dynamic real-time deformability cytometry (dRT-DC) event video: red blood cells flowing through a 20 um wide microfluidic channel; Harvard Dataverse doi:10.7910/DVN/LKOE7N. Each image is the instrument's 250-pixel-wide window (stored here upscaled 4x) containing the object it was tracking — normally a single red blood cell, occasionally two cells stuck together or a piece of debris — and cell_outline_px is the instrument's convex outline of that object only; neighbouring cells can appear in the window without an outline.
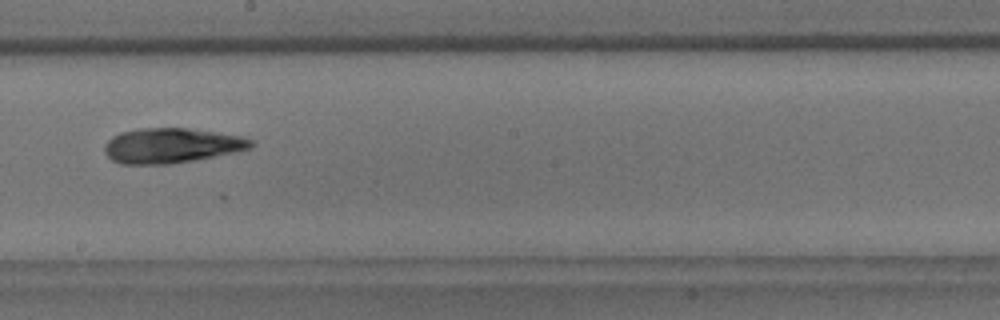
{"species": "common noctule bat (a hibernating species)", "species_latin": "Nyctalus noctula", "temperature_condition": "room temperature", "stored_images_in_passage": 9, "camera_frame_rate_fps": 3000, "um_per_image_px": 0.085, "animal": {"sex": "male", "body_mass_g": 18.8}, "frame": {"image": 1, "passage_image": 9, "time_ms": 9.333, "image_size_px": [1000, 320], "cell_outline_px": [[256, 144], [252, 148], [196, 160], [168, 164], [120, 164], [112, 160], [104, 152], [104, 144], [112, 136], [120, 132], [140, 128], [188, 128], [244, 136], [252, 140]], "centroid_in_image_um": [14.58, 12.37], "position_along_channel_um": 233.6, "area_um2": 30.06}}